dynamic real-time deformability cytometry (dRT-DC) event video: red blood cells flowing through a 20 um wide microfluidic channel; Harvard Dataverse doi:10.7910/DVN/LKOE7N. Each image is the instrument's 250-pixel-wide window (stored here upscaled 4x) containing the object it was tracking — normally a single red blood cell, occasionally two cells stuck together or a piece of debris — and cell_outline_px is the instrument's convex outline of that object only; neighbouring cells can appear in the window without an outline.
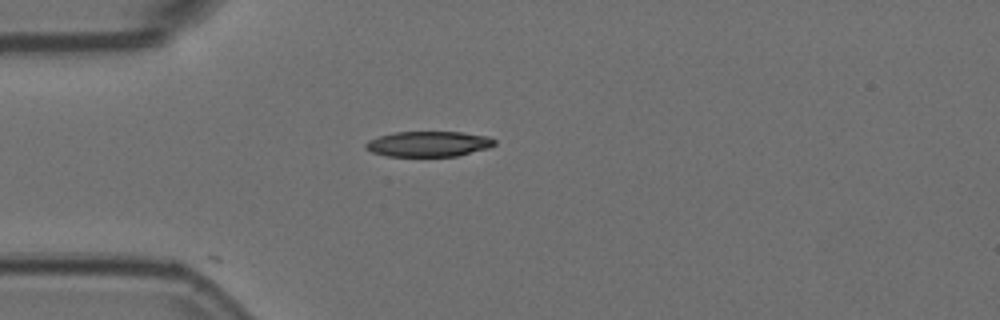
{"species": "Egyptian fruit bat (a non-hibernating species)", "species_latin": "Rousettus aegyptiacus", "temperature_condition": "room temperature", "stored_images_in_passage": 10, "camera_frame_rate_fps": 3000, "um_per_image_px": 0.085, "animal": {"sex": "female"}, "frame": {"image": 1, "passage_image": 1, "time_ms": 0.0, "image_size_px": [1000, 320], "cell_outline_px": [[496, 144], [488, 148], [456, 156], [388, 156], [372, 152], [364, 148], [364, 144], [368, 140], [380, 136], [396, 132], [460, 132], [488, 136], [496, 140]], "centroid_in_image_um": [36.42, 12.23], "position_along_channel_um": 48.6, "area_um2": 19.02}}
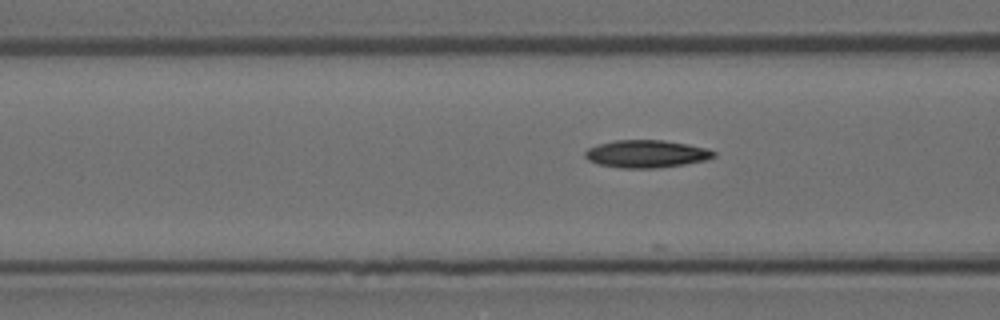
{"frame": {"image": 2, "passage_image": 7, "time_ms": 2.0, "image_size_px": [1000, 320], "cell_outline_px": [[716, 156], [704, 160], [684, 164], [656, 168], [620, 168], [600, 164], [588, 160], [584, 156], [584, 152], [588, 148], [600, 144], [616, 140], [664, 140], [688, 144], [708, 148], [716, 152]], "centroid_in_image_um": [54.96, 13.07], "position_along_channel_um": 111.6, "area_um2": 20.63}}